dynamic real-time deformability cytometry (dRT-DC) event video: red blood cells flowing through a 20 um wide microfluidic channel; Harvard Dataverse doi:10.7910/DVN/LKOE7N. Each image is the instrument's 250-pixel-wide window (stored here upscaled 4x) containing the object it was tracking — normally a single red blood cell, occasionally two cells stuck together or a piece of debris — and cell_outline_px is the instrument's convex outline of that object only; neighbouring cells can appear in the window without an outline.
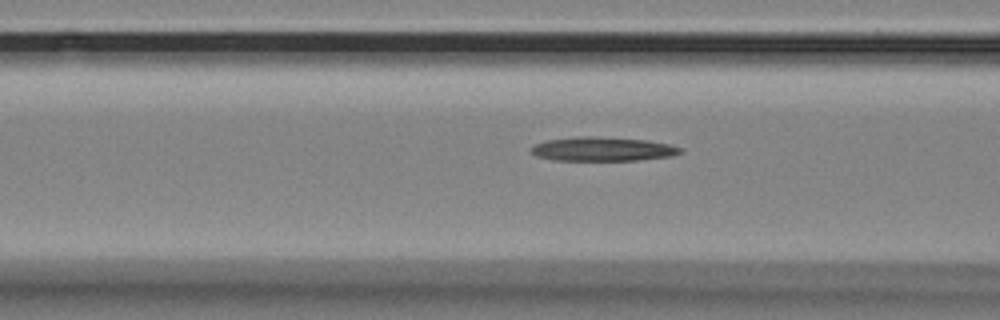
{"species": "Egyptian fruit bat (a non-hibernating species)", "species_latin": "Rousettus aegyptiacus", "temperature_condition": "room temperature", "stored_images_in_passage": 17, "camera_frame_rate_fps": 3000, "um_per_image_px": 0.085, "animal": {"sex": "female"}, "frame": {"image": 1, "passage_image": 15, "time_ms": 4.667, "image_size_px": [1000, 320], "cell_outline_px": [[684, 152], [672, 156], [636, 160], [552, 160], [536, 156], [532, 152], [532, 148], [536, 144], [548, 140], [580, 136], [596, 136], [644, 140], [668, 144], [684, 148]], "centroid_in_image_um": [51.27, 12.67], "position_along_channel_um": 115.3, "area_um2": 20.75}}